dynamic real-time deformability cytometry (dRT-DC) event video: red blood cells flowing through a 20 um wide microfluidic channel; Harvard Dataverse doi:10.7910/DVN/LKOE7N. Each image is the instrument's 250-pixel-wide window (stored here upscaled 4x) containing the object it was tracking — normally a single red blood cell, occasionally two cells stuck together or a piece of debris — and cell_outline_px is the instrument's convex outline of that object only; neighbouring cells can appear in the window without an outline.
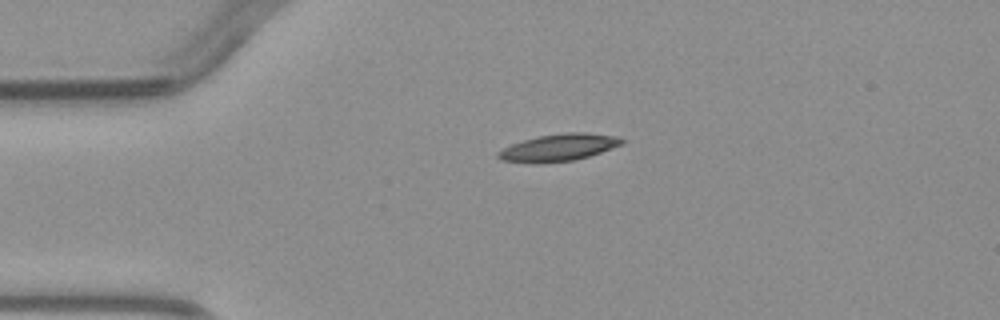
{"species": "common noctule bat (a hibernating species)", "species_latin": "Nyctalus noctula", "temperature_condition": "warm", "stored_images_in_passage": 3, "camera_frame_rate_fps": 3000, "um_per_image_px": 0.085, "animal": {"sex": "male", "body_mass_g": 23.1, "forearm_length_mm": 52.7}, "frame": {"image": 1, "passage_image": 1, "time_ms": 0.0, "image_size_px": [1000, 320], "cell_outline_px": [[624, 144], [588, 156], [572, 160], [536, 164], [532, 164], [500, 160], [496, 156], [496, 152], [512, 144], [524, 140], [540, 136], [568, 132], [584, 132], [620, 136], [624, 140]], "centroid_in_image_um": [47.48, 12.54], "position_along_channel_um": 37.5, "area_um2": 19.59}}
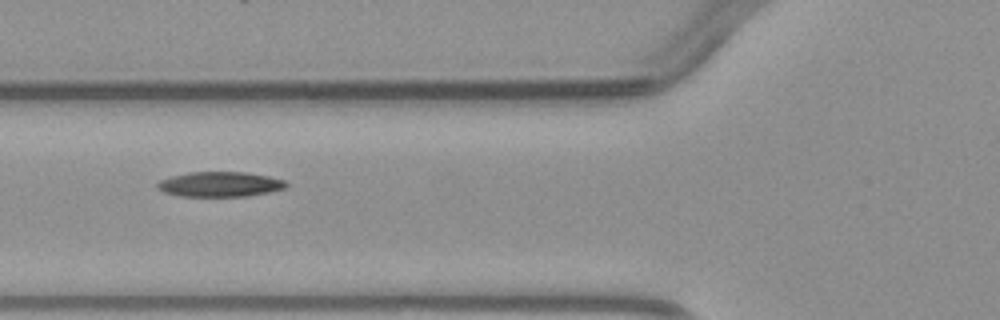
{"frame": {"image": 2, "passage_image": 3, "time_ms": 2.333, "image_size_px": [1000, 320], "cell_outline_px": [[288, 184], [284, 188], [268, 192], [248, 196], [180, 196], [164, 192], [156, 188], [156, 184], [160, 180], [172, 176], [188, 172], [244, 172], [268, 176], [284, 180]], "centroid_in_image_um": [18.66, 15.66], "position_along_channel_um": 107.1, "area_um2": 18.67}}